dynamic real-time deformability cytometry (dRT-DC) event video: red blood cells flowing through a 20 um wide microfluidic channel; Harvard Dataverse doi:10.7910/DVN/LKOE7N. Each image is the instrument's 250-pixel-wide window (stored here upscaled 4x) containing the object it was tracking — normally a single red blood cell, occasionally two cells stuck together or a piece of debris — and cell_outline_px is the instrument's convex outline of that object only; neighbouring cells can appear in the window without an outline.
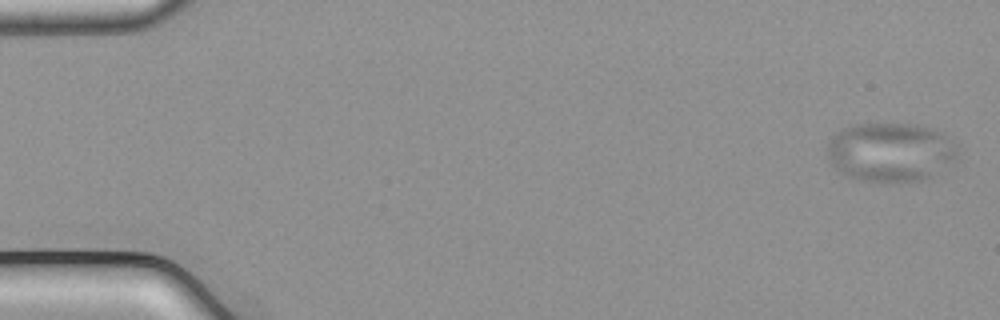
{"species": "common noctule bat (a hibernating species)", "species_latin": "Nyctalus noctula", "temperature_condition": "cold", "stored_images_in_passage": 42, "camera_frame_rate_fps": 3000, "um_per_image_px": 0.085, "animal": {"sex": "male", "body_mass_g": 21.5, "forearm_length_mm": 52.0}, "frame": {"image": 1, "passage_image": 1, "time_ms": 0.0, "image_size_px": [1000, 320], "cell_outline_px": [[960, 152], [956, 160], [932, 176], [924, 180], [908, 184], [880, 184], [860, 180], [848, 176], [840, 172], [832, 164], [828, 156], [828, 140], [836, 132], [844, 128], [856, 124], [920, 124], [944, 132], [956, 140]], "centroid_in_image_um": [75.78, 12.96], "position_along_channel_um": 9.2, "area_um2": 46.47}}
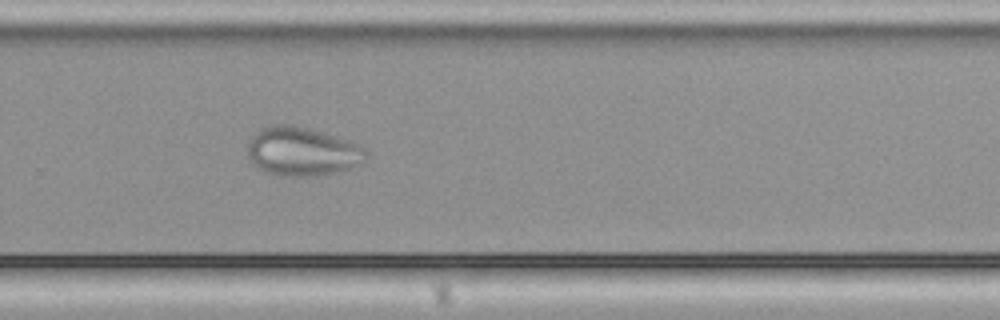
{"frame": {"image": 2, "passage_image": 36, "time_ms": 11.667, "image_size_px": [1000, 320], "cell_outline_px": [[364, 160], [360, 164], [348, 168], [332, 172], [312, 176], [280, 176], [264, 172], [252, 164], [248, 160], [248, 140], [256, 132], [264, 128], [276, 124], [288, 124], [308, 128], [352, 140], [364, 148]], "centroid_in_image_um": [25.63, 12.87], "position_along_channel_um": 304.2, "area_um2": 33.58}}
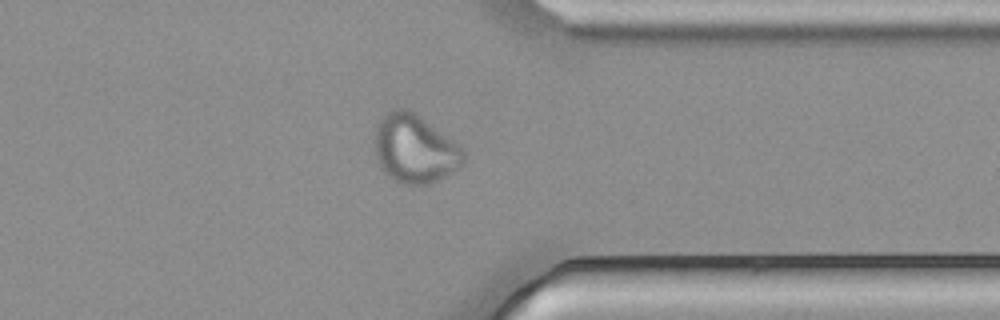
{"frame": {"image": 3, "passage_image": 42, "time_ms": 13.667, "image_size_px": [1000, 320], "cell_outline_px": [[464, 164], [444, 176], [428, 184], [404, 184], [388, 176], [384, 172], [376, 156], [376, 124], [388, 112], [396, 108], [408, 108], [460, 144], [464, 148]], "centroid_in_image_um": [35.28, 12.64], "position_along_channel_um": 376.1, "area_um2": 35.08}}